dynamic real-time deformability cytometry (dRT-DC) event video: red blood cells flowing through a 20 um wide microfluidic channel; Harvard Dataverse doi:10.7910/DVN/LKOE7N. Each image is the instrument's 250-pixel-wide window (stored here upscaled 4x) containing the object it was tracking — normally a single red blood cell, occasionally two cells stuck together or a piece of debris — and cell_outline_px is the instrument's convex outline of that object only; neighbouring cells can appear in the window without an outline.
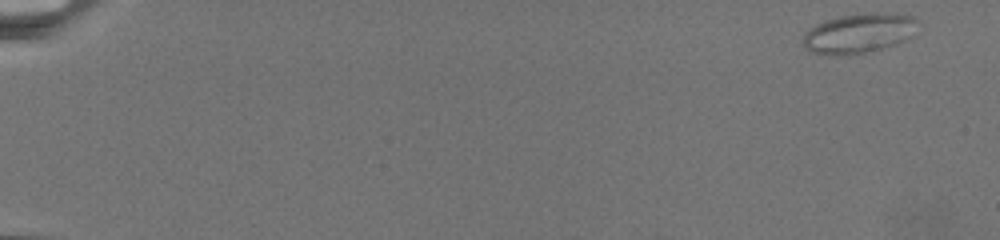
{"species": "common noctule bat (a hibernating species)", "species_latin": "Nyctalus noctula", "temperature_condition": "warm", "stored_images_in_passage": 35, "camera_frame_rate_fps": 3000, "um_per_image_px": 0.085, "animal": {"sex": "female", "body_mass_g": 19.5, "forearm_length_mm": 54.1}, "frame": {"image": 1, "passage_image": 1, "time_ms": 0.0, "image_size_px": [1000, 240], "cell_outline_px": [[920, 24], [912, 36], [896, 44], [872, 52], [840, 56], [812, 52], [804, 48], [804, 32], [808, 28], [824, 20], [840, 16], [912, 16]], "centroid_in_image_um": [72.95, 2.9], "position_along_channel_um": 12.0, "area_um2": 25.78}}
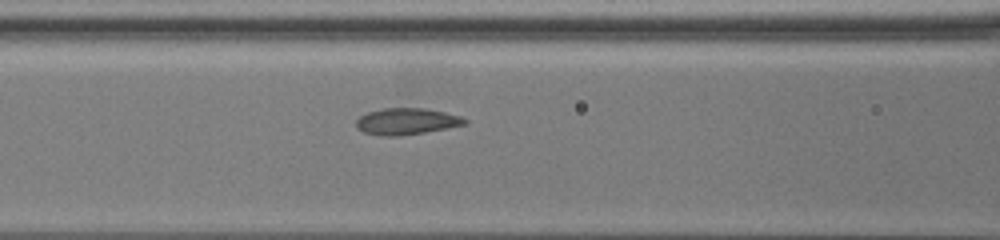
{"frame": {"image": 2, "passage_image": 20, "time_ms": 10.667, "image_size_px": [1000, 240], "cell_outline_px": [[468, 124], [424, 132], [396, 136], [380, 136], [364, 132], [356, 128], [356, 120], [360, 116], [368, 112], [384, 108], [424, 108], [444, 112], [460, 116], [468, 120]], "centroid_in_image_um": [34.55, 10.32], "position_along_channel_um": 132.1, "area_um2": 16.7}}
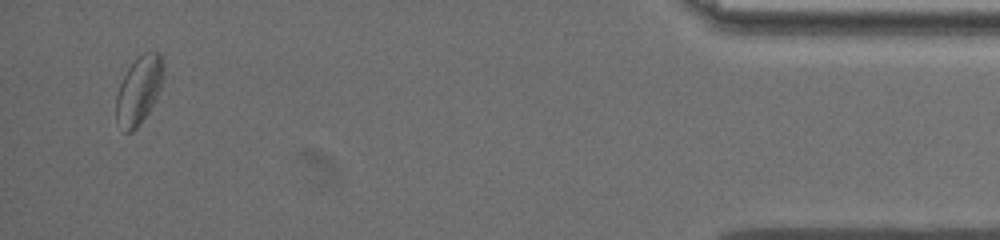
{"frame": {"image": 3, "passage_image": 35, "time_ms": 23.0, "image_size_px": [1000, 240], "cell_outline_px": [[164, 64], [160, 88], [148, 112], [140, 124], [132, 132], [124, 132], [116, 120], [116, 96], [120, 84], [128, 68], [136, 56], [144, 52], [160, 52]], "centroid_in_image_um": [11.79, 7.64], "position_along_channel_um": 423.4, "area_um2": 18.61}}